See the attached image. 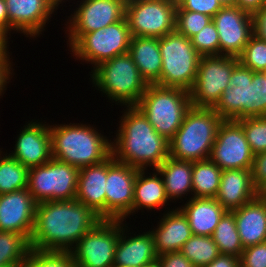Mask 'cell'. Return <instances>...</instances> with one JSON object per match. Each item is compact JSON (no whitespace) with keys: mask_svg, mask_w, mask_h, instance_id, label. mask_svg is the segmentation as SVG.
Instances as JSON below:
<instances>
[{"mask_svg":"<svg viewBox=\"0 0 266 267\" xmlns=\"http://www.w3.org/2000/svg\"><path fill=\"white\" fill-rule=\"evenodd\" d=\"M101 220L91 208L76 199L38 203L30 248L70 252L81 237Z\"/></svg>","mask_w":266,"mask_h":267,"instance_id":"cell-1","label":"cell"},{"mask_svg":"<svg viewBox=\"0 0 266 267\" xmlns=\"http://www.w3.org/2000/svg\"><path fill=\"white\" fill-rule=\"evenodd\" d=\"M125 108L111 142L112 156L131 167L157 169L169 157V141L155 131L136 106Z\"/></svg>","mask_w":266,"mask_h":267,"instance_id":"cell-2","label":"cell"},{"mask_svg":"<svg viewBox=\"0 0 266 267\" xmlns=\"http://www.w3.org/2000/svg\"><path fill=\"white\" fill-rule=\"evenodd\" d=\"M52 158L78 169L102 163L112 155L111 140L83 123L50 125Z\"/></svg>","mask_w":266,"mask_h":267,"instance_id":"cell-3","label":"cell"},{"mask_svg":"<svg viewBox=\"0 0 266 267\" xmlns=\"http://www.w3.org/2000/svg\"><path fill=\"white\" fill-rule=\"evenodd\" d=\"M213 109L224 120L266 117V77L238 62L229 86Z\"/></svg>","mask_w":266,"mask_h":267,"instance_id":"cell-4","label":"cell"},{"mask_svg":"<svg viewBox=\"0 0 266 267\" xmlns=\"http://www.w3.org/2000/svg\"><path fill=\"white\" fill-rule=\"evenodd\" d=\"M221 118L213 108L191 107L174 137L169 141V156L177 160L209 159Z\"/></svg>","mask_w":266,"mask_h":267,"instance_id":"cell-5","label":"cell"},{"mask_svg":"<svg viewBox=\"0 0 266 267\" xmlns=\"http://www.w3.org/2000/svg\"><path fill=\"white\" fill-rule=\"evenodd\" d=\"M90 73L93 86L124 107L136 106L148 86L129 53L99 63Z\"/></svg>","mask_w":266,"mask_h":267,"instance_id":"cell-6","label":"cell"},{"mask_svg":"<svg viewBox=\"0 0 266 267\" xmlns=\"http://www.w3.org/2000/svg\"><path fill=\"white\" fill-rule=\"evenodd\" d=\"M136 107L155 131L170 141L192 105L190 94L184 89L148 85Z\"/></svg>","mask_w":266,"mask_h":267,"instance_id":"cell-7","label":"cell"},{"mask_svg":"<svg viewBox=\"0 0 266 267\" xmlns=\"http://www.w3.org/2000/svg\"><path fill=\"white\" fill-rule=\"evenodd\" d=\"M162 57L160 86L190 91L194 85L200 55L191 40L176 30L159 38Z\"/></svg>","mask_w":266,"mask_h":267,"instance_id":"cell-8","label":"cell"},{"mask_svg":"<svg viewBox=\"0 0 266 267\" xmlns=\"http://www.w3.org/2000/svg\"><path fill=\"white\" fill-rule=\"evenodd\" d=\"M78 176V168L51 158L46 164L29 169L27 188L37 204L74 200Z\"/></svg>","mask_w":266,"mask_h":267,"instance_id":"cell-9","label":"cell"},{"mask_svg":"<svg viewBox=\"0 0 266 267\" xmlns=\"http://www.w3.org/2000/svg\"><path fill=\"white\" fill-rule=\"evenodd\" d=\"M131 32L126 17L102 29L83 34L71 47L70 52L78 60L96 67L99 63L128 53Z\"/></svg>","mask_w":266,"mask_h":267,"instance_id":"cell-10","label":"cell"},{"mask_svg":"<svg viewBox=\"0 0 266 267\" xmlns=\"http://www.w3.org/2000/svg\"><path fill=\"white\" fill-rule=\"evenodd\" d=\"M237 57L224 55L201 56L197 76L189 91L193 107L213 108L230 84Z\"/></svg>","mask_w":266,"mask_h":267,"instance_id":"cell-11","label":"cell"},{"mask_svg":"<svg viewBox=\"0 0 266 267\" xmlns=\"http://www.w3.org/2000/svg\"><path fill=\"white\" fill-rule=\"evenodd\" d=\"M120 220L102 219L70 251L75 267H112Z\"/></svg>","mask_w":266,"mask_h":267,"instance_id":"cell-12","label":"cell"},{"mask_svg":"<svg viewBox=\"0 0 266 267\" xmlns=\"http://www.w3.org/2000/svg\"><path fill=\"white\" fill-rule=\"evenodd\" d=\"M176 8L173 0H137L126 4L125 17L131 35L161 38L175 31Z\"/></svg>","mask_w":266,"mask_h":267,"instance_id":"cell-13","label":"cell"},{"mask_svg":"<svg viewBox=\"0 0 266 267\" xmlns=\"http://www.w3.org/2000/svg\"><path fill=\"white\" fill-rule=\"evenodd\" d=\"M138 170L117 161L112 155L107 159L105 219L124 221L133 215L134 184Z\"/></svg>","mask_w":266,"mask_h":267,"instance_id":"cell-14","label":"cell"},{"mask_svg":"<svg viewBox=\"0 0 266 267\" xmlns=\"http://www.w3.org/2000/svg\"><path fill=\"white\" fill-rule=\"evenodd\" d=\"M65 24L69 48L85 33L102 29L125 17L122 0H81ZM68 25V26H67Z\"/></svg>","mask_w":266,"mask_h":267,"instance_id":"cell-15","label":"cell"},{"mask_svg":"<svg viewBox=\"0 0 266 267\" xmlns=\"http://www.w3.org/2000/svg\"><path fill=\"white\" fill-rule=\"evenodd\" d=\"M209 159L222 170H251L254 154L237 121L224 120L220 125Z\"/></svg>","mask_w":266,"mask_h":267,"instance_id":"cell-16","label":"cell"},{"mask_svg":"<svg viewBox=\"0 0 266 267\" xmlns=\"http://www.w3.org/2000/svg\"><path fill=\"white\" fill-rule=\"evenodd\" d=\"M220 42V55L239 57L253 35L252 14L225 6L212 17Z\"/></svg>","mask_w":266,"mask_h":267,"instance_id":"cell-17","label":"cell"},{"mask_svg":"<svg viewBox=\"0 0 266 267\" xmlns=\"http://www.w3.org/2000/svg\"><path fill=\"white\" fill-rule=\"evenodd\" d=\"M37 203L28 188L0 194V231L22 234L31 239Z\"/></svg>","mask_w":266,"mask_h":267,"instance_id":"cell-18","label":"cell"},{"mask_svg":"<svg viewBox=\"0 0 266 267\" xmlns=\"http://www.w3.org/2000/svg\"><path fill=\"white\" fill-rule=\"evenodd\" d=\"M28 122L17 136L14 151L8 155L30 169L46 164L52 154L50 125L37 120Z\"/></svg>","mask_w":266,"mask_h":267,"instance_id":"cell-19","label":"cell"},{"mask_svg":"<svg viewBox=\"0 0 266 267\" xmlns=\"http://www.w3.org/2000/svg\"><path fill=\"white\" fill-rule=\"evenodd\" d=\"M11 31L36 38L46 28L55 9L45 0H5Z\"/></svg>","mask_w":266,"mask_h":267,"instance_id":"cell-20","label":"cell"},{"mask_svg":"<svg viewBox=\"0 0 266 267\" xmlns=\"http://www.w3.org/2000/svg\"><path fill=\"white\" fill-rule=\"evenodd\" d=\"M120 220V236L115 249L114 267H143L157 259L154 239L149 231L129 237L128 226ZM127 227V228H126ZM128 236H127V234Z\"/></svg>","mask_w":266,"mask_h":267,"instance_id":"cell-21","label":"cell"},{"mask_svg":"<svg viewBox=\"0 0 266 267\" xmlns=\"http://www.w3.org/2000/svg\"><path fill=\"white\" fill-rule=\"evenodd\" d=\"M165 212L158 222L159 225L150 230L157 256L180 252L183 244L192 236L188 219L178 207Z\"/></svg>","mask_w":266,"mask_h":267,"instance_id":"cell-22","label":"cell"},{"mask_svg":"<svg viewBox=\"0 0 266 267\" xmlns=\"http://www.w3.org/2000/svg\"><path fill=\"white\" fill-rule=\"evenodd\" d=\"M245 248L266 242V194L260 193L242 207L231 211Z\"/></svg>","mask_w":266,"mask_h":267,"instance_id":"cell-23","label":"cell"},{"mask_svg":"<svg viewBox=\"0 0 266 267\" xmlns=\"http://www.w3.org/2000/svg\"><path fill=\"white\" fill-rule=\"evenodd\" d=\"M260 192L253 184L251 170H223L215 199L227 210L242 207L257 197Z\"/></svg>","mask_w":266,"mask_h":267,"instance_id":"cell-24","label":"cell"},{"mask_svg":"<svg viewBox=\"0 0 266 267\" xmlns=\"http://www.w3.org/2000/svg\"><path fill=\"white\" fill-rule=\"evenodd\" d=\"M106 180L107 159L79 169L75 199L91 208L101 219H105Z\"/></svg>","mask_w":266,"mask_h":267,"instance_id":"cell-25","label":"cell"},{"mask_svg":"<svg viewBox=\"0 0 266 267\" xmlns=\"http://www.w3.org/2000/svg\"><path fill=\"white\" fill-rule=\"evenodd\" d=\"M179 209L187 217L192 235L211 236L227 210L215 198L191 197Z\"/></svg>","mask_w":266,"mask_h":267,"instance_id":"cell-26","label":"cell"},{"mask_svg":"<svg viewBox=\"0 0 266 267\" xmlns=\"http://www.w3.org/2000/svg\"><path fill=\"white\" fill-rule=\"evenodd\" d=\"M128 53L147 85L160 86L162 57L159 38L132 36Z\"/></svg>","mask_w":266,"mask_h":267,"instance_id":"cell-27","label":"cell"},{"mask_svg":"<svg viewBox=\"0 0 266 267\" xmlns=\"http://www.w3.org/2000/svg\"><path fill=\"white\" fill-rule=\"evenodd\" d=\"M151 170L154 172L152 175L148 173L149 176L145 169L138 170L134 184V214L143 208L146 210L159 209L169 203L161 174L157 169Z\"/></svg>","mask_w":266,"mask_h":267,"instance_id":"cell-28","label":"cell"},{"mask_svg":"<svg viewBox=\"0 0 266 267\" xmlns=\"http://www.w3.org/2000/svg\"><path fill=\"white\" fill-rule=\"evenodd\" d=\"M193 161L177 160L170 156L157 168L161 174L170 202L181 199L188 193L193 195Z\"/></svg>","mask_w":266,"mask_h":267,"instance_id":"cell-29","label":"cell"},{"mask_svg":"<svg viewBox=\"0 0 266 267\" xmlns=\"http://www.w3.org/2000/svg\"><path fill=\"white\" fill-rule=\"evenodd\" d=\"M222 169L210 159L193 161L192 187L197 198H215L217 195Z\"/></svg>","mask_w":266,"mask_h":267,"instance_id":"cell-30","label":"cell"},{"mask_svg":"<svg viewBox=\"0 0 266 267\" xmlns=\"http://www.w3.org/2000/svg\"><path fill=\"white\" fill-rule=\"evenodd\" d=\"M219 251L223 255L240 257L244 247L236 228L235 217L227 211L211 235Z\"/></svg>","mask_w":266,"mask_h":267,"instance_id":"cell-31","label":"cell"},{"mask_svg":"<svg viewBox=\"0 0 266 267\" xmlns=\"http://www.w3.org/2000/svg\"><path fill=\"white\" fill-rule=\"evenodd\" d=\"M7 154L2 155L0 150V194L11 193L28 187L29 169Z\"/></svg>","mask_w":266,"mask_h":267,"instance_id":"cell-32","label":"cell"},{"mask_svg":"<svg viewBox=\"0 0 266 267\" xmlns=\"http://www.w3.org/2000/svg\"><path fill=\"white\" fill-rule=\"evenodd\" d=\"M30 249L22 234L0 231V267H19Z\"/></svg>","mask_w":266,"mask_h":267,"instance_id":"cell-33","label":"cell"},{"mask_svg":"<svg viewBox=\"0 0 266 267\" xmlns=\"http://www.w3.org/2000/svg\"><path fill=\"white\" fill-rule=\"evenodd\" d=\"M180 252L195 267L210 264L221 253L211 236L192 235L184 244Z\"/></svg>","mask_w":266,"mask_h":267,"instance_id":"cell-34","label":"cell"},{"mask_svg":"<svg viewBox=\"0 0 266 267\" xmlns=\"http://www.w3.org/2000/svg\"><path fill=\"white\" fill-rule=\"evenodd\" d=\"M19 267H75L70 252L30 249Z\"/></svg>","mask_w":266,"mask_h":267,"instance_id":"cell-35","label":"cell"},{"mask_svg":"<svg viewBox=\"0 0 266 267\" xmlns=\"http://www.w3.org/2000/svg\"><path fill=\"white\" fill-rule=\"evenodd\" d=\"M242 126L254 155L266 151V117H247L237 120Z\"/></svg>","mask_w":266,"mask_h":267,"instance_id":"cell-36","label":"cell"},{"mask_svg":"<svg viewBox=\"0 0 266 267\" xmlns=\"http://www.w3.org/2000/svg\"><path fill=\"white\" fill-rule=\"evenodd\" d=\"M238 60L254 72L263 71L266 68V41L252 35Z\"/></svg>","mask_w":266,"mask_h":267,"instance_id":"cell-37","label":"cell"},{"mask_svg":"<svg viewBox=\"0 0 266 267\" xmlns=\"http://www.w3.org/2000/svg\"><path fill=\"white\" fill-rule=\"evenodd\" d=\"M212 21L209 15L188 10H176L175 30L191 38Z\"/></svg>","mask_w":266,"mask_h":267,"instance_id":"cell-38","label":"cell"},{"mask_svg":"<svg viewBox=\"0 0 266 267\" xmlns=\"http://www.w3.org/2000/svg\"><path fill=\"white\" fill-rule=\"evenodd\" d=\"M200 56L220 55L218 31L213 21L190 38Z\"/></svg>","mask_w":266,"mask_h":267,"instance_id":"cell-39","label":"cell"},{"mask_svg":"<svg viewBox=\"0 0 266 267\" xmlns=\"http://www.w3.org/2000/svg\"><path fill=\"white\" fill-rule=\"evenodd\" d=\"M176 10L199 12L210 17L216 15L222 8L219 0H177Z\"/></svg>","mask_w":266,"mask_h":267,"instance_id":"cell-40","label":"cell"},{"mask_svg":"<svg viewBox=\"0 0 266 267\" xmlns=\"http://www.w3.org/2000/svg\"><path fill=\"white\" fill-rule=\"evenodd\" d=\"M240 267H266V242L245 248L239 257Z\"/></svg>","mask_w":266,"mask_h":267,"instance_id":"cell-41","label":"cell"},{"mask_svg":"<svg viewBox=\"0 0 266 267\" xmlns=\"http://www.w3.org/2000/svg\"><path fill=\"white\" fill-rule=\"evenodd\" d=\"M251 173L256 189L266 194V151L254 155Z\"/></svg>","mask_w":266,"mask_h":267,"instance_id":"cell-42","label":"cell"},{"mask_svg":"<svg viewBox=\"0 0 266 267\" xmlns=\"http://www.w3.org/2000/svg\"><path fill=\"white\" fill-rule=\"evenodd\" d=\"M8 49H5L1 54H0V96L4 94V90H6L7 83H9L11 76L13 75V65L10 62V53L7 51ZM12 71V72H11Z\"/></svg>","mask_w":266,"mask_h":267,"instance_id":"cell-43","label":"cell"},{"mask_svg":"<svg viewBox=\"0 0 266 267\" xmlns=\"http://www.w3.org/2000/svg\"><path fill=\"white\" fill-rule=\"evenodd\" d=\"M157 259L161 267H195L181 252L165 253Z\"/></svg>","mask_w":266,"mask_h":267,"instance_id":"cell-44","label":"cell"},{"mask_svg":"<svg viewBox=\"0 0 266 267\" xmlns=\"http://www.w3.org/2000/svg\"><path fill=\"white\" fill-rule=\"evenodd\" d=\"M253 35L266 41V4L252 14Z\"/></svg>","mask_w":266,"mask_h":267,"instance_id":"cell-45","label":"cell"},{"mask_svg":"<svg viewBox=\"0 0 266 267\" xmlns=\"http://www.w3.org/2000/svg\"><path fill=\"white\" fill-rule=\"evenodd\" d=\"M202 267H240L239 257L220 254L210 264Z\"/></svg>","mask_w":266,"mask_h":267,"instance_id":"cell-46","label":"cell"},{"mask_svg":"<svg viewBox=\"0 0 266 267\" xmlns=\"http://www.w3.org/2000/svg\"><path fill=\"white\" fill-rule=\"evenodd\" d=\"M263 5V0H236L235 2V6L250 14L258 11Z\"/></svg>","mask_w":266,"mask_h":267,"instance_id":"cell-47","label":"cell"},{"mask_svg":"<svg viewBox=\"0 0 266 267\" xmlns=\"http://www.w3.org/2000/svg\"><path fill=\"white\" fill-rule=\"evenodd\" d=\"M0 30L8 37L9 35V18L5 0H0Z\"/></svg>","mask_w":266,"mask_h":267,"instance_id":"cell-48","label":"cell"},{"mask_svg":"<svg viewBox=\"0 0 266 267\" xmlns=\"http://www.w3.org/2000/svg\"><path fill=\"white\" fill-rule=\"evenodd\" d=\"M10 37H7V36H0V54L5 50V49H8L9 44L8 42V39Z\"/></svg>","mask_w":266,"mask_h":267,"instance_id":"cell-49","label":"cell"},{"mask_svg":"<svg viewBox=\"0 0 266 267\" xmlns=\"http://www.w3.org/2000/svg\"><path fill=\"white\" fill-rule=\"evenodd\" d=\"M47 1L55 10H57L60 4L64 2L63 0H45Z\"/></svg>","mask_w":266,"mask_h":267,"instance_id":"cell-50","label":"cell"},{"mask_svg":"<svg viewBox=\"0 0 266 267\" xmlns=\"http://www.w3.org/2000/svg\"><path fill=\"white\" fill-rule=\"evenodd\" d=\"M223 7L225 6H235L236 0H219Z\"/></svg>","mask_w":266,"mask_h":267,"instance_id":"cell-51","label":"cell"},{"mask_svg":"<svg viewBox=\"0 0 266 267\" xmlns=\"http://www.w3.org/2000/svg\"><path fill=\"white\" fill-rule=\"evenodd\" d=\"M143 267H161V264H160L159 260L156 259L153 262L144 265Z\"/></svg>","mask_w":266,"mask_h":267,"instance_id":"cell-52","label":"cell"},{"mask_svg":"<svg viewBox=\"0 0 266 267\" xmlns=\"http://www.w3.org/2000/svg\"><path fill=\"white\" fill-rule=\"evenodd\" d=\"M125 4H128L130 2H133V1H137V0H122Z\"/></svg>","mask_w":266,"mask_h":267,"instance_id":"cell-53","label":"cell"},{"mask_svg":"<svg viewBox=\"0 0 266 267\" xmlns=\"http://www.w3.org/2000/svg\"><path fill=\"white\" fill-rule=\"evenodd\" d=\"M261 73L266 77V68Z\"/></svg>","mask_w":266,"mask_h":267,"instance_id":"cell-54","label":"cell"},{"mask_svg":"<svg viewBox=\"0 0 266 267\" xmlns=\"http://www.w3.org/2000/svg\"><path fill=\"white\" fill-rule=\"evenodd\" d=\"M0 36H6V35L0 30Z\"/></svg>","mask_w":266,"mask_h":267,"instance_id":"cell-55","label":"cell"}]
</instances>
